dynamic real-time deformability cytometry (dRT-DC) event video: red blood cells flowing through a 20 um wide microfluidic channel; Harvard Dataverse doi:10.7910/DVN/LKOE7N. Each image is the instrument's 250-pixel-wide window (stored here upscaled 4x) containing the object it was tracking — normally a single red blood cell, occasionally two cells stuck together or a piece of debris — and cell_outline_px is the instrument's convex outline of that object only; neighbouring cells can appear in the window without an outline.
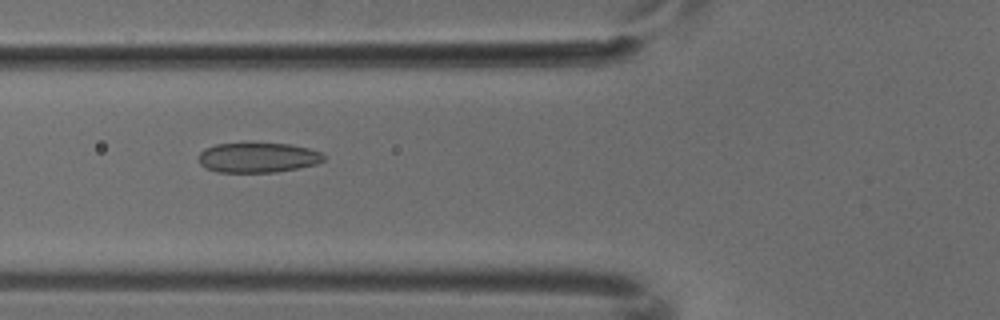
{"species": "common noctule bat (a hibernating species)", "species_latin": "Nyctalus noctula", "temperature_condition": "cold", "stored_images_in_passage": 7, "camera_frame_rate_fps": 3000, "um_per_image_px": 0.085, "animal": {"sex": "male", "body_mass_g": 18.8}, "frame": {"image": 1, "passage_image": 4, "time_ms": 1.0, "image_size_px": [1000, 320], "cell_outline_px": [[324, 160], [316, 164], [300, 168], [276, 172], [220, 172], [208, 168], [200, 164], [200, 152], [204, 148], [216, 144], [288, 144], [308, 148], [320, 152], [324, 156]], "centroid_in_image_um": [21.94, 13.4], "position_along_channel_um": 103.9, "area_um2": 21.5}}
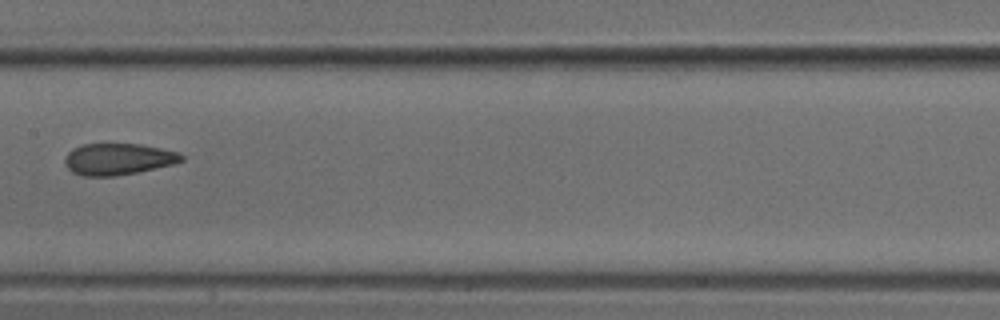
{"frame": {"image": 2, "passage_image": 6, "time_ms": 1.667, "image_size_px": [1000, 320], "cell_outline_px": [[184, 160], [172, 164], [136, 172], [116, 176], [84, 176], [72, 172], [64, 164], [64, 156], [72, 148], [84, 144], [140, 144], [180, 152], [184, 156]], "centroid_in_image_um": [10.01, 13.52], "position_along_channel_um": 197.4, "area_um2": 21.44}}
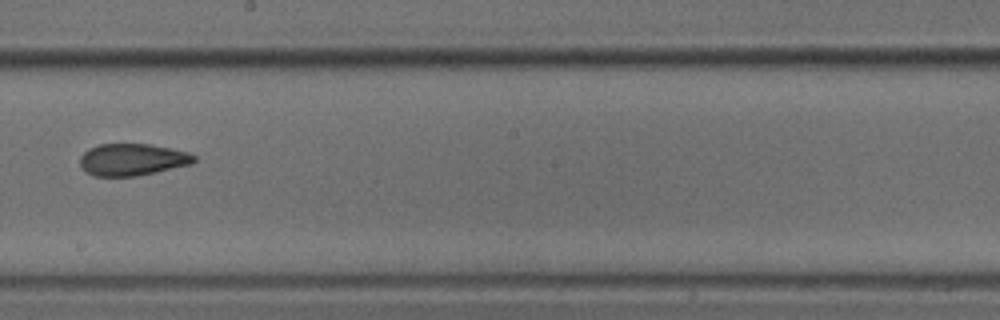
{"frame": {"image": 3, "passage_image": 7, "time_ms": 2.0, "image_size_px": [1000, 320], "cell_outline_px": [[196, 160], [192, 164], [136, 176], [92, 176], [84, 172], [80, 164], [80, 156], [88, 148], [100, 144], [148, 144], [188, 152], [196, 156]], "centroid_in_image_um": [11.21, 13.57], "position_along_channel_um": 237.0, "area_um2": 21.27}}